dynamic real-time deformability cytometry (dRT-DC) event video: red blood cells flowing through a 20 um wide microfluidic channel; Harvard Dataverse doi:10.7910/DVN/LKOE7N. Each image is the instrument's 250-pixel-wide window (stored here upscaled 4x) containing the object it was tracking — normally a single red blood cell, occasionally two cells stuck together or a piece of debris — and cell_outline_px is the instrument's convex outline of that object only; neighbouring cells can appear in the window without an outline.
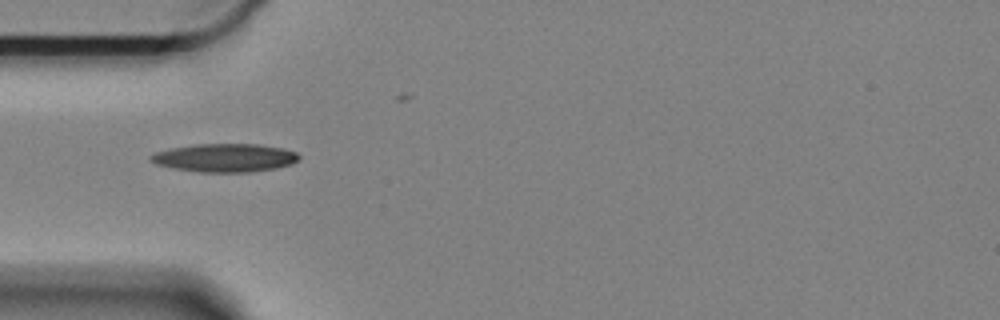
{"species": "Egyptian fruit bat (a non-hibernating species)", "species_latin": "Rousettus aegyptiacus", "temperature_condition": "cold", "stored_images_in_passage": 26, "camera_frame_rate_fps": 3000, "um_per_image_px": 0.085, "animal": {"sex": "female"}, "frame": {"image": 1, "passage_image": 1, "time_ms": 0.0, "image_size_px": [1000, 320], "cell_outline_px": [[300, 156], [292, 164], [276, 168], [248, 172], [200, 172], [172, 168], [156, 164], [148, 160], [148, 156], [156, 152], [172, 148], [196, 144], [260, 144], [284, 148], [296, 152]], "centroid_in_image_um": [19.1, 13.41], "position_along_channel_um": 65.9, "area_um2": 24.51}}
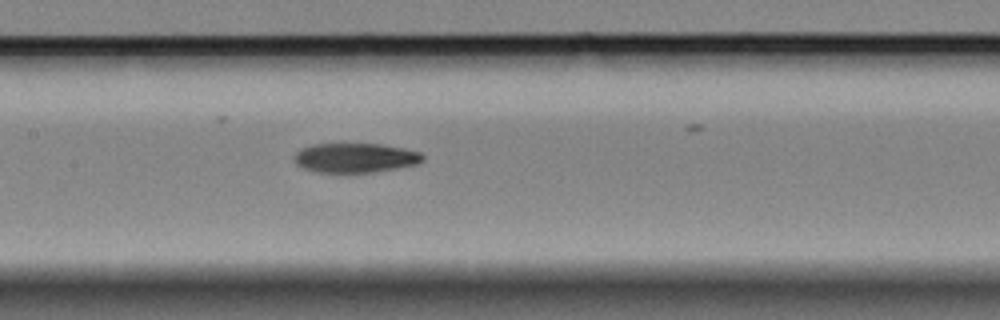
{"frame": {"image": 2, "passage_image": 11, "time_ms": 3.333, "image_size_px": [1000, 320], "cell_outline_px": [[424, 160], [416, 164], [376, 172], [316, 172], [304, 168], [296, 164], [296, 152], [312, 144], [380, 144], [420, 152], [424, 156]], "centroid_in_image_um": [30.21, 13.42], "position_along_channel_um": 177.2, "area_um2": 21.73}}
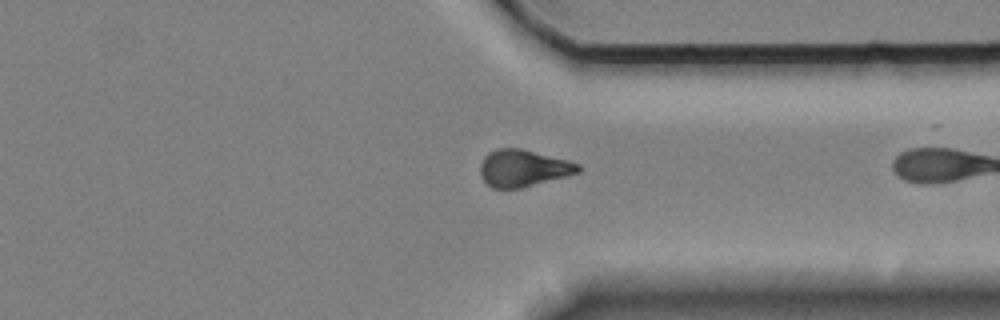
{"frame": {"image": 3, "passage_image": 25, "time_ms": 8.0, "image_size_px": [1000, 320], "cell_outline_px": [[580, 172], [520, 188], [492, 188], [484, 180], [480, 172], [480, 164], [484, 156], [488, 152], [496, 148], [520, 148], [568, 160], [580, 164]], "centroid_in_image_um": [44.45, 14.28], "position_along_channel_um": 367.0, "area_um2": 20.92}}